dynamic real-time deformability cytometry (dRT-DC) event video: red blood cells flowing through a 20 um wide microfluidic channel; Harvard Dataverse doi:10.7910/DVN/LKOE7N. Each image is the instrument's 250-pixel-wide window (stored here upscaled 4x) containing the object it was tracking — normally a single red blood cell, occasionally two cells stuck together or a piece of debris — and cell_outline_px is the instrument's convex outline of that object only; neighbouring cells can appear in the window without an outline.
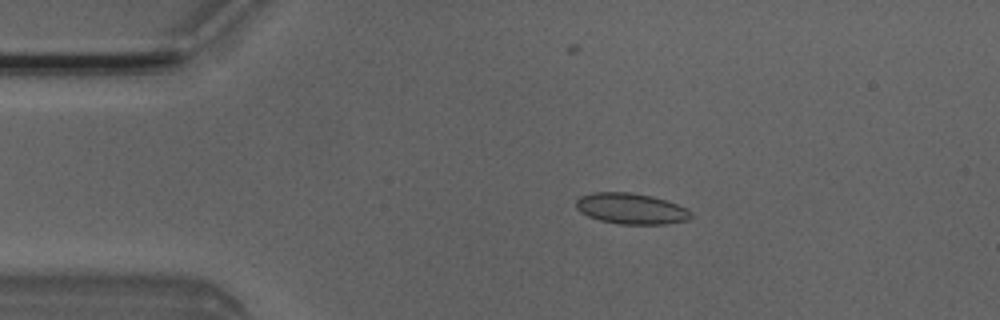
{"species": "Egyptian fruit bat (a non-hibernating species)", "species_latin": "Rousettus aegyptiacus", "temperature_condition": "room temperature", "stored_images_in_passage": 5, "camera_frame_rate_fps": 3000, "um_per_image_px": 0.085, "animal": {"sex": "male"}, "frame": {"image": 1, "passage_image": 3, "time_ms": 0.667, "image_size_px": [1000, 320], "cell_outline_px": [[692, 216], [688, 220], [664, 224], [620, 224], [600, 220], [588, 216], [580, 212], [576, 208], [576, 200], [580, 196], [592, 192], [632, 192], [652, 196], [668, 200], [688, 208], [692, 212]], "centroid_in_image_um": [53.66, 17.72], "position_along_channel_um": 31.3, "area_um2": 20.92}}